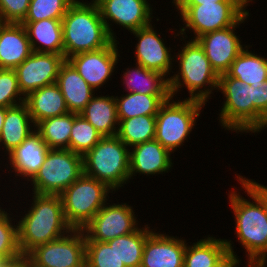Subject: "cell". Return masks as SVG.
Returning a JSON list of instances; mask_svg holds the SVG:
<instances>
[{
    "mask_svg": "<svg viewBox=\"0 0 267 267\" xmlns=\"http://www.w3.org/2000/svg\"><path fill=\"white\" fill-rule=\"evenodd\" d=\"M235 175L249 197L244 198L234 187L228 194L235 219L234 233L245 250V258H248L245 266L267 267V186L241 174Z\"/></svg>",
    "mask_w": 267,
    "mask_h": 267,
    "instance_id": "obj_1",
    "label": "cell"
},
{
    "mask_svg": "<svg viewBox=\"0 0 267 267\" xmlns=\"http://www.w3.org/2000/svg\"><path fill=\"white\" fill-rule=\"evenodd\" d=\"M31 207L24 208L18 223V246L28 255L36 247L63 237L72 230L66 221L60 195L32 193Z\"/></svg>",
    "mask_w": 267,
    "mask_h": 267,
    "instance_id": "obj_2",
    "label": "cell"
},
{
    "mask_svg": "<svg viewBox=\"0 0 267 267\" xmlns=\"http://www.w3.org/2000/svg\"><path fill=\"white\" fill-rule=\"evenodd\" d=\"M75 0L62 18L64 58L107 47L109 35L97 3Z\"/></svg>",
    "mask_w": 267,
    "mask_h": 267,
    "instance_id": "obj_3",
    "label": "cell"
},
{
    "mask_svg": "<svg viewBox=\"0 0 267 267\" xmlns=\"http://www.w3.org/2000/svg\"><path fill=\"white\" fill-rule=\"evenodd\" d=\"M184 40L174 61L178 63V71L169 78V90L172 98L179 94L182 87L188 89L189 96L185 99L196 100L206 104L211 99L213 91L218 89L219 76L212 69L202 46L197 40ZM177 55V56H176ZM210 97V98H209Z\"/></svg>",
    "mask_w": 267,
    "mask_h": 267,
    "instance_id": "obj_4",
    "label": "cell"
},
{
    "mask_svg": "<svg viewBox=\"0 0 267 267\" xmlns=\"http://www.w3.org/2000/svg\"><path fill=\"white\" fill-rule=\"evenodd\" d=\"M130 148L115 136H105L83 156V173L105 183L114 193L130 183Z\"/></svg>",
    "mask_w": 267,
    "mask_h": 267,
    "instance_id": "obj_5",
    "label": "cell"
},
{
    "mask_svg": "<svg viewBox=\"0 0 267 267\" xmlns=\"http://www.w3.org/2000/svg\"><path fill=\"white\" fill-rule=\"evenodd\" d=\"M252 1H222L199 5H173L184 24L174 35L188 40L186 31L194 33L193 40L217 30L233 26L247 11ZM247 9V10H246ZM189 29V30H188Z\"/></svg>",
    "mask_w": 267,
    "mask_h": 267,
    "instance_id": "obj_6",
    "label": "cell"
},
{
    "mask_svg": "<svg viewBox=\"0 0 267 267\" xmlns=\"http://www.w3.org/2000/svg\"><path fill=\"white\" fill-rule=\"evenodd\" d=\"M204 105L207 104L189 99L174 101L170 97L156 115L155 140L171 153L179 150L196 127Z\"/></svg>",
    "mask_w": 267,
    "mask_h": 267,
    "instance_id": "obj_7",
    "label": "cell"
},
{
    "mask_svg": "<svg viewBox=\"0 0 267 267\" xmlns=\"http://www.w3.org/2000/svg\"><path fill=\"white\" fill-rule=\"evenodd\" d=\"M112 193L105 183L84 173L61 194L63 211L72 229H82L110 201ZM108 197V198H107Z\"/></svg>",
    "mask_w": 267,
    "mask_h": 267,
    "instance_id": "obj_8",
    "label": "cell"
},
{
    "mask_svg": "<svg viewBox=\"0 0 267 267\" xmlns=\"http://www.w3.org/2000/svg\"><path fill=\"white\" fill-rule=\"evenodd\" d=\"M217 90L224 97L218 117L221 127L238 134L254 133V87L225 73L219 76Z\"/></svg>",
    "mask_w": 267,
    "mask_h": 267,
    "instance_id": "obj_9",
    "label": "cell"
},
{
    "mask_svg": "<svg viewBox=\"0 0 267 267\" xmlns=\"http://www.w3.org/2000/svg\"><path fill=\"white\" fill-rule=\"evenodd\" d=\"M83 174V156L69 149H50L45 161L30 180L32 192L60 195Z\"/></svg>",
    "mask_w": 267,
    "mask_h": 267,
    "instance_id": "obj_10",
    "label": "cell"
},
{
    "mask_svg": "<svg viewBox=\"0 0 267 267\" xmlns=\"http://www.w3.org/2000/svg\"><path fill=\"white\" fill-rule=\"evenodd\" d=\"M134 211L128 203L106 202L82 228L85 240L108 242L116 237L135 232L139 228V221Z\"/></svg>",
    "mask_w": 267,
    "mask_h": 267,
    "instance_id": "obj_11",
    "label": "cell"
},
{
    "mask_svg": "<svg viewBox=\"0 0 267 267\" xmlns=\"http://www.w3.org/2000/svg\"><path fill=\"white\" fill-rule=\"evenodd\" d=\"M28 258L39 267H85L86 240L82 229L33 249Z\"/></svg>",
    "mask_w": 267,
    "mask_h": 267,
    "instance_id": "obj_12",
    "label": "cell"
},
{
    "mask_svg": "<svg viewBox=\"0 0 267 267\" xmlns=\"http://www.w3.org/2000/svg\"><path fill=\"white\" fill-rule=\"evenodd\" d=\"M249 15L248 10L233 26L206 33L196 39L218 76L225 74L235 58L247 47L235 31L248 20Z\"/></svg>",
    "mask_w": 267,
    "mask_h": 267,
    "instance_id": "obj_13",
    "label": "cell"
},
{
    "mask_svg": "<svg viewBox=\"0 0 267 267\" xmlns=\"http://www.w3.org/2000/svg\"><path fill=\"white\" fill-rule=\"evenodd\" d=\"M100 10L111 38L116 41V32L112 30L115 24L122 26L130 33L150 25L155 18L149 0H94ZM110 21V22H109ZM114 23V24H111ZM112 25V26H111Z\"/></svg>",
    "mask_w": 267,
    "mask_h": 267,
    "instance_id": "obj_14",
    "label": "cell"
},
{
    "mask_svg": "<svg viewBox=\"0 0 267 267\" xmlns=\"http://www.w3.org/2000/svg\"><path fill=\"white\" fill-rule=\"evenodd\" d=\"M119 41L113 40L107 47L73 55L67 61L79 75L94 89L100 90L113 76L120 61Z\"/></svg>",
    "mask_w": 267,
    "mask_h": 267,
    "instance_id": "obj_15",
    "label": "cell"
},
{
    "mask_svg": "<svg viewBox=\"0 0 267 267\" xmlns=\"http://www.w3.org/2000/svg\"><path fill=\"white\" fill-rule=\"evenodd\" d=\"M64 62V55L33 51L14 69L22 94L26 97L34 90L56 83L60 66Z\"/></svg>",
    "mask_w": 267,
    "mask_h": 267,
    "instance_id": "obj_16",
    "label": "cell"
},
{
    "mask_svg": "<svg viewBox=\"0 0 267 267\" xmlns=\"http://www.w3.org/2000/svg\"><path fill=\"white\" fill-rule=\"evenodd\" d=\"M152 24L131 32L138 42L134 48L136 56L134 62L148 70L163 74L169 80L170 73H173L172 69L176 64L173 63L174 55L171 54L173 50L171 51V47L165 45L161 34L154 30L155 24Z\"/></svg>",
    "mask_w": 267,
    "mask_h": 267,
    "instance_id": "obj_17",
    "label": "cell"
},
{
    "mask_svg": "<svg viewBox=\"0 0 267 267\" xmlns=\"http://www.w3.org/2000/svg\"><path fill=\"white\" fill-rule=\"evenodd\" d=\"M186 242L153 230L145 241L141 267H183Z\"/></svg>",
    "mask_w": 267,
    "mask_h": 267,
    "instance_id": "obj_18",
    "label": "cell"
},
{
    "mask_svg": "<svg viewBox=\"0 0 267 267\" xmlns=\"http://www.w3.org/2000/svg\"><path fill=\"white\" fill-rule=\"evenodd\" d=\"M49 148L40 133L35 129L19 146L8 155L7 162L12 170L8 173H15V176L22 177L25 181H30L39 168L42 166L49 152Z\"/></svg>",
    "mask_w": 267,
    "mask_h": 267,
    "instance_id": "obj_19",
    "label": "cell"
},
{
    "mask_svg": "<svg viewBox=\"0 0 267 267\" xmlns=\"http://www.w3.org/2000/svg\"><path fill=\"white\" fill-rule=\"evenodd\" d=\"M171 153L157 140H151L130 148L129 168L130 179L139 175H159L168 173L173 167Z\"/></svg>",
    "mask_w": 267,
    "mask_h": 267,
    "instance_id": "obj_20",
    "label": "cell"
},
{
    "mask_svg": "<svg viewBox=\"0 0 267 267\" xmlns=\"http://www.w3.org/2000/svg\"><path fill=\"white\" fill-rule=\"evenodd\" d=\"M32 52L24 25L3 23L0 26V69H15Z\"/></svg>",
    "mask_w": 267,
    "mask_h": 267,
    "instance_id": "obj_21",
    "label": "cell"
},
{
    "mask_svg": "<svg viewBox=\"0 0 267 267\" xmlns=\"http://www.w3.org/2000/svg\"><path fill=\"white\" fill-rule=\"evenodd\" d=\"M56 84L62 92L69 112L80 114L95 91L67 61L60 66Z\"/></svg>",
    "mask_w": 267,
    "mask_h": 267,
    "instance_id": "obj_22",
    "label": "cell"
},
{
    "mask_svg": "<svg viewBox=\"0 0 267 267\" xmlns=\"http://www.w3.org/2000/svg\"><path fill=\"white\" fill-rule=\"evenodd\" d=\"M126 68L122 79L125 92L157 96L163 103L170 97L169 80L161 73L148 70L138 63Z\"/></svg>",
    "mask_w": 267,
    "mask_h": 267,
    "instance_id": "obj_23",
    "label": "cell"
},
{
    "mask_svg": "<svg viewBox=\"0 0 267 267\" xmlns=\"http://www.w3.org/2000/svg\"><path fill=\"white\" fill-rule=\"evenodd\" d=\"M35 129L36 125L25 103L6 108V115L0 133V147L2 146V149H5L4 153L8 155Z\"/></svg>",
    "mask_w": 267,
    "mask_h": 267,
    "instance_id": "obj_24",
    "label": "cell"
},
{
    "mask_svg": "<svg viewBox=\"0 0 267 267\" xmlns=\"http://www.w3.org/2000/svg\"><path fill=\"white\" fill-rule=\"evenodd\" d=\"M25 104L35 125L44 119L69 112L62 92L56 83L30 92L25 97Z\"/></svg>",
    "mask_w": 267,
    "mask_h": 267,
    "instance_id": "obj_25",
    "label": "cell"
},
{
    "mask_svg": "<svg viewBox=\"0 0 267 267\" xmlns=\"http://www.w3.org/2000/svg\"><path fill=\"white\" fill-rule=\"evenodd\" d=\"M35 52L64 55L62 20L45 19L35 22H22Z\"/></svg>",
    "mask_w": 267,
    "mask_h": 267,
    "instance_id": "obj_26",
    "label": "cell"
},
{
    "mask_svg": "<svg viewBox=\"0 0 267 267\" xmlns=\"http://www.w3.org/2000/svg\"><path fill=\"white\" fill-rule=\"evenodd\" d=\"M233 241L228 239L216 238L208 235L202 239H197V242L192 245L186 243L184 252L183 267H210L214 265L227 251L233 255Z\"/></svg>",
    "mask_w": 267,
    "mask_h": 267,
    "instance_id": "obj_27",
    "label": "cell"
},
{
    "mask_svg": "<svg viewBox=\"0 0 267 267\" xmlns=\"http://www.w3.org/2000/svg\"><path fill=\"white\" fill-rule=\"evenodd\" d=\"M80 115L91 123L103 137L117 134L119 119L114 96L94 95Z\"/></svg>",
    "mask_w": 267,
    "mask_h": 267,
    "instance_id": "obj_28",
    "label": "cell"
},
{
    "mask_svg": "<svg viewBox=\"0 0 267 267\" xmlns=\"http://www.w3.org/2000/svg\"><path fill=\"white\" fill-rule=\"evenodd\" d=\"M250 47L248 45L235 58L226 74L255 88L267 80V57L249 51Z\"/></svg>",
    "mask_w": 267,
    "mask_h": 267,
    "instance_id": "obj_29",
    "label": "cell"
},
{
    "mask_svg": "<svg viewBox=\"0 0 267 267\" xmlns=\"http://www.w3.org/2000/svg\"><path fill=\"white\" fill-rule=\"evenodd\" d=\"M145 224L133 233L116 237L107 243L115 250L126 267H141L146 238L154 229Z\"/></svg>",
    "mask_w": 267,
    "mask_h": 267,
    "instance_id": "obj_30",
    "label": "cell"
},
{
    "mask_svg": "<svg viewBox=\"0 0 267 267\" xmlns=\"http://www.w3.org/2000/svg\"><path fill=\"white\" fill-rule=\"evenodd\" d=\"M156 115L119 119L116 136L129 148L155 139Z\"/></svg>",
    "mask_w": 267,
    "mask_h": 267,
    "instance_id": "obj_31",
    "label": "cell"
},
{
    "mask_svg": "<svg viewBox=\"0 0 267 267\" xmlns=\"http://www.w3.org/2000/svg\"><path fill=\"white\" fill-rule=\"evenodd\" d=\"M73 126V113L50 117L36 125V130L49 149H68Z\"/></svg>",
    "mask_w": 267,
    "mask_h": 267,
    "instance_id": "obj_32",
    "label": "cell"
},
{
    "mask_svg": "<svg viewBox=\"0 0 267 267\" xmlns=\"http://www.w3.org/2000/svg\"><path fill=\"white\" fill-rule=\"evenodd\" d=\"M118 119H129L136 116L157 115L163 102L155 95L127 92L115 96Z\"/></svg>",
    "mask_w": 267,
    "mask_h": 267,
    "instance_id": "obj_33",
    "label": "cell"
},
{
    "mask_svg": "<svg viewBox=\"0 0 267 267\" xmlns=\"http://www.w3.org/2000/svg\"><path fill=\"white\" fill-rule=\"evenodd\" d=\"M103 136L80 114L73 113V126L69 139V150L84 156Z\"/></svg>",
    "mask_w": 267,
    "mask_h": 267,
    "instance_id": "obj_34",
    "label": "cell"
},
{
    "mask_svg": "<svg viewBox=\"0 0 267 267\" xmlns=\"http://www.w3.org/2000/svg\"><path fill=\"white\" fill-rule=\"evenodd\" d=\"M75 0H30L28 13L23 22L45 19L62 20L68 7Z\"/></svg>",
    "mask_w": 267,
    "mask_h": 267,
    "instance_id": "obj_35",
    "label": "cell"
},
{
    "mask_svg": "<svg viewBox=\"0 0 267 267\" xmlns=\"http://www.w3.org/2000/svg\"><path fill=\"white\" fill-rule=\"evenodd\" d=\"M0 207V257L6 258L7 260L15 258L21 254L18 246V223L17 218H12L5 209ZM14 224H13V222Z\"/></svg>",
    "mask_w": 267,
    "mask_h": 267,
    "instance_id": "obj_36",
    "label": "cell"
},
{
    "mask_svg": "<svg viewBox=\"0 0 267 267\" xmlns=\"http://www.w3.org/2000/svg\"><path fill=\"white\" fill-rule=\"evenodd\" d=\"M85 267H126L107 242L86 241Z\"/></svg>",
    "mask_w": 267,
    "mask_h": 267,
    "instance_id": "obj_37",
    "label": "cell"
},
{
    "mask_svg": "<svg viewBox=\"0 0 267 267\" xmlns=\"http://www.w3.org/2000/svg\"><path fill=\"white\" fill-rule=\"evenodd\" d=\"M25 103L14 69H0V106L11 108Z\"/></svg>",
    "mask_w": 267,
    "mask_h": 267,
    "instance_id": "obj_38",
    "label": "cell"
},
{
    "mask_svg": "<svg viewBox=\"0 0 267 267\" xmlns=\"http://www.w3.org/2000/svg\"><path fill=\"white\" fill-rule=\"evenodd\" d=\"M30 0H0V19L3 23L21 24L28 13Z\"/></svg>",
    "mask_w": 267,
    "mask_h": 267,
    "instance_id": "obj_39",
    "label": "cell"
},
{
    "mask_svg": "<svg viewBox=\"0 0 267 267\" xmlns=\"http://www.w3.org/2000/svg\"><path fill=\"white\" fill-rule=\"evenodd\" d=\"M267 128V80L254 88V135Z\"/></svg>",
    "mask_w": 267,
    "mask_h": 267,
    "instance_id": "obj_40",
    "label": "cell"
},
{
    "mask_svg": "<svg viewBox=\"0 0 267 267\" xmlns=\"http://www.w3.org/2000/svg\"><path fill=\"white\" fill-rule=\"evenodd\" d=\"M239 256L233 255L230 251H227L214 265L210 267H239L241 259Z\"/></svg>",
    "mask_w": 267,
    "mask_h": 267,
    "instance_id": "obj_41",
    "label": "cell"
},
{
    "mask_svg": "<svg viewBox=\"0 0 267 267\" xmlns=\"http://www.w3.org/2000/svg\"><path fill=\"white\" fill-rule=\"evenodd\" d=\"M222 1H254V0H172L173 5H199Z\"/></svg>",
    "mask_w": 267,
    "mask_h": 267,
    "instance_id": "obj_42",
    "label": "cell"
},
{
    "mask_svg": "<svg viewBox=\"0 0 267 267\" xmlns=\"http://www.w3.org/2000/svg\"><path fill=\"white\" fill-rule=\"evenodd\" d=\"M1 267H26V255L20 254L15 258L6 260Z\"/></svg>",
    "mask_w": 267,
    "mask_h": 267,
    "instance_id": "obj_43",
    "label": "cell"
},
{
    "mask_svg": "<svg viewBox=\"0 0 267 267\" xmlns=\"http://www.w3.org/2000/svg\"><path fill=\"white\" fill-rule=\"evenodd\" d=\"M5 115H6V108L0 106V133H1V130H2V127H3Z\"/></svg>",
    "mask_w": 267,
    "mask_h": 267,
    "instance_id": "obj_44",
    "label": "cell"
},
{
    "mask_svg": "<svg viewBox=\"0 0 267 267\" xmlns=\"http://www.w3.org/2000/svg\"><path fill=\"white\" fill-rule=\"evenodd\" d=\"M26 267H39L36 264H34L29 258L28 255H26Z\"/></svg>",
    "mask_w": 267,
    "mask_h": 267,
    "instance_id": "obj_45",
    "label": "cell"
},
{
    "mask_svg": "<svg viewBox=\"0 0 267 267\" xmlns=\"http://www.w3.org/2000/svg\"><path fill=\"white\" fill-rule=\"evenodd\" d=\"M6 258L0 257V267L2 266V264L6 261Z\"/></svg>",
    "mask_w": 267,
    "mask_h": 267,
    "instance_id": "obj_46",
    "label": "cell"
}]
</instances>
